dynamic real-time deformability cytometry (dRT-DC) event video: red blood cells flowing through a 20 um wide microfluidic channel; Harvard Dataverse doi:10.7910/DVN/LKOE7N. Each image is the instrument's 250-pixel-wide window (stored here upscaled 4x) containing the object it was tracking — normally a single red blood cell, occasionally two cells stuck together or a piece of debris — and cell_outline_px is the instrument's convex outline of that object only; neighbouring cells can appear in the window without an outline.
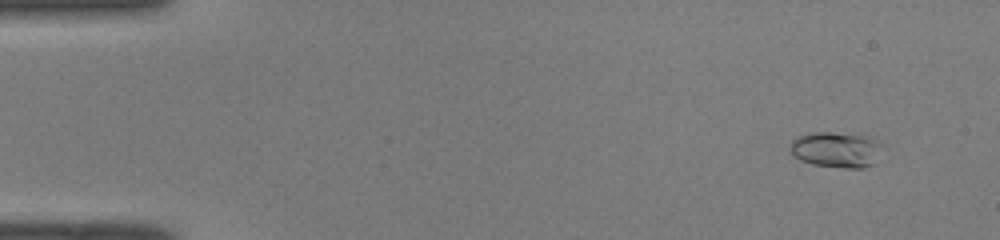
{"species": "common noctule bat (a hibernating species)", "species_latin": "Nyctalus noctula", "temperature_condition": "room temperature", "stored_images_in_passage": 51, "camera_frame_rate_fps": 3000, "um_per_image_px": 0.085, "animal": {"sex": "male", "body_mass_g": 19.0, "forearm_length_mm": 50.8}, "frame": {"image": 1, "passage_image": 5, "time_ms": 1.333, "image_size_px": [1000, 240], "cell_outline_px": [[880, 144], [872, 164], [864, 168], [848, 168], [812, 164], [800, 160], [792, 156], [792, 140], [796, 136], [812, 132], [860, 132], [872, 136], [880, 140]], "centroid_in_image_um": [71.08, 12.67], "position_along_channel_um": 13.9, "area_um2": 19.42}}
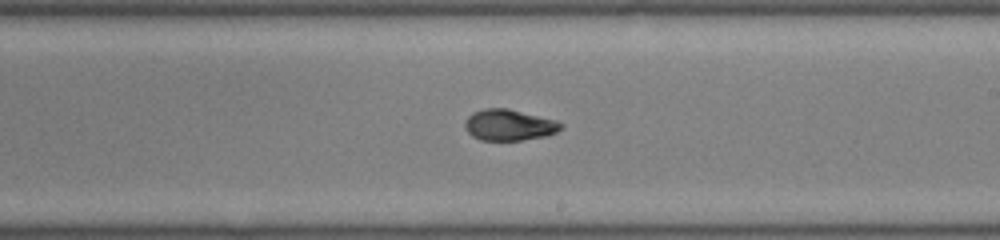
{"frame": {"image": 2, "passage_image": 31, "time_ms": 10.0, "image_size_px": [1000, 240], "cell_outline_px": [[564, 124], [556, 132], [544, 136], [520, 140], [480, 140], [472, 136], [464, 128], [464, 120], [472, 112], [484, 108], [508, 108], [556, 120]], "centroid_in_image_um": [43.22, 10.61], "position_along_channel_um": 245.8, "area_um2": 17.46}}
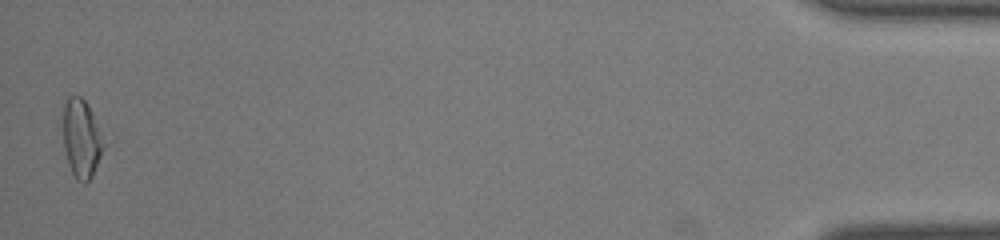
{"frame": {"image": 3, "passage_image": 51, "time_ms": 16.667, "image_size_px": [1000, 240], "cell_outline_px": [[104, 148], [92, 176], [84, 184], [76, 180], [68, 164], [64, 148], [64, 104], [68, 96], [80, 96], [84, 100], [92, 112], [100, 132], [104, 144]], "centroid_in_image_um": [6.92, 11.8], "position_along_channel_um": 428.3, "area_um2": 18.21}, "authors_computed_cell_mechanics": {"area_um2": 17.5134, "velocity_mm_per_s": 4.0726, "shape_relaxation_time_tau1_ms": 4.842, "shape_relaxation_time_tau2_ms": 1.346, "deformation_change_tau1": 0.1844, "deformation_change_tau2": 0.0647}}